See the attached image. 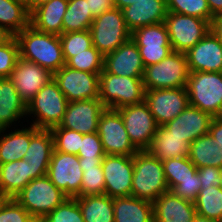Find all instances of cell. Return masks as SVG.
<instances>
[{
    "label": "cell",
    "instance_id": "cell-1",
    "mask_svg": "<svg viewBox=\"0 0 222 222\" xmlns=\"http://www.w3.org/2000/svg\"><path fill=\"white\" fill-rule=\"evenodd\" d=\"M15 37L22 59L47 68L53 74L66 64L58 35L38 31L29 24Z\"/></svg>",
    "mask_w": 222,
    "mask_h": 222
},
{
    "label": "cell",
    "instance_id": "cell-2",
    "mask_svg": "<svg viewBox=\"0 0 222 222\" xmlns=\"http://www.w3.org/2000/svg\"><path fill=\"white\" fill-rule=\"evenodd\" d=\"M134 172L131 196L153 203L169 190L163 163L146 151L133 155Z\"/></svg>",
    "mask_w": 222,
    "mask_h": 222
},
{
    "label": "cell",
    "instance_id": "cell-3",
    "mask_svg": "<svg viewBox=\"0 0 222 222\" xmlns=\"http://www.w3.org/2000/svg\"><path fill=\"white\" fill-rule=\"evenodd\" d=\"M142 78L116 76L105 69L99 76V99L106 108L120 109L144 102Z\"/></svg>",
    "mask_w": 222,
    "mask_h": 222
},
{
    "label": "cell",
    "instance_id": "cell-4",
    "mask_svg": "<svg viewBox=\"0 0 222 222\" xmlns=\"http://www.w3.org/2000/svg\"><path fill=\"white\" fill-rule=\"evenodd\" d=\"M186 90L189 105L222 117V72H190Z\"/></svg>",
    "mask_w": 222,
    "mask_h": 222
},
{
    "label": "cell",
    "instance_id": "cell-5",
    "mask_svg": "<svg viewBox=\"0 0 222 222\" xmlns=\"http://www.w3.org/2000/svg\"><path fill=\"white\" fill-rule=\"evenodd\" d=\"M190 70L183 52L173 51L159 63L144 68L145 90L186 87Z\"/></svg>",
    "mask_w": 222,
    "mask_h": 222
},
{
    "label": "cell",
    "instance_id": "cell-6",
    "mask_svg": "<svg viewBox=\"0 0 222 222\" xmlns=\"http://www.w3.org/2000/svg\"><path fill=\"white\" fill-rule=\"evenodd\" d=\"M67 104L68 101L59 89L58 83L51 79L27 104V115L33 114L34 118L36 117L31 125L38 129L58 126Z\"/></svg>",
    "mask_w": 222,
    "mask_h": 222
},
{
    "label": "cell",
    "instance_id": "cell-7",
    "mask_svg": "<svg viewBox=\"0 0 222 222\" xmlns=\"http://www.w3.org/2000/svg\"><path fill=\"white\" fill-rule=\"evenodd\" d=\"M37 221L43 219L68 196L59 190L47 176L31 180L14 197Z\"/></svg>",
    "mask_w": 222,
    "mask_h": 222
},
{
    "label": "cell",
    "instance_id": "cell-8",
    "mask_svg": "<svg viewBox=\"0 0 222 222\" xmlns=\"http://www.w3.org/2000/svg\"><path fill=\"white\" fill-rule=\"evenodd\" d=\"M93 46L103 55L113 52L131 38L122 11L114 8L95 17L89 29Z\"/></svg>",
    "mask_w": 222,
    "mask_h": 222
},
{
    "label": "cell",
    "instance_id": "cell-9",
    "mask_svg": "<svg viewBox=\"0 0 222 222\" xmlns=\"http://www.w3.org/2000/svg\"><path fill=\"white\" fill-rule=\"evenodd\" d=\"M173 51L186 53L210 30L211 23L201 18L167 12L164 21Z\"/></svg>",
    "mask_w": 222,
    "mask_h": 222
},
{
    "label": "cell",
    "instance_id": "cell-10",
    "mask_svg": "<svg viewBox=\"0 0 222 222\" xmlns=\"http://www.w3.org/2000/svg\"><path fill=\"white\" fill-rule=\"evenodd\" d=\"M81 166L77 155L53 151L46 176L69 198L79 197L83 177Z\"/></svg>",
    "mask_w": 222,
    "mask_h": 222
},
{
    "label": "cell",
    "instance_id": "cell-11",
    "mask_svg": "<svg viewBox=\"0 0 222 222\" xmlns=\"http://www.w3.org/2000/svg\"><path fill=\"white\" fill-rule=\"evenodd\" d=\"M97 133L106 155L133 156L138 152L130 141L122 116L116 109L106 108L102 112Z\"/></svg>",
    "mask_w": 222,
    "mask_h": 222
},
{
    "label": "cell",
    "instance_id": "cell-12",
    "mask_svg": "<svg viewBox=\"0 0 222 222\" xmlns=\"http://www.w3.org/2000/svg\"><path fill=\"white\" fill-rule=\"evenodd\" d=\"M131 39L138 46L144 67L159 63L173 52L164 22L135 29Z\"/></svg>",
    "mask_w": 222,
    "mask_h": 222
},
{
    "label": "cell",
    "instance_id": "cell-13",
    "mask_svg": "<svg viewBox=\"0 0 222 222\" xmlns=\"http://www.w3.org/2000/svg\"><path fill=\"white\" fill-rule=\"evenodd\" d=\"M130 141L138 151H146L158 124L145 102L118 109Z\"/></svg>",
    "mask_w": 222,
    "mask_h": 222
},
{
    "label": "cell",
    "instance_id": "cell-14",
    "mask_svg": "<svg viewBox=\"0 0 222 222\" xmlns=\"http://www.w3.org/2000/svg\"><path fill=\"white\" fill-rule=\"evenodd\" d=\"M100 73L75 70L64 65L53 74L68 102L99 98Z\"/></svg>",
    "mask_w": 222,
    "mask_h": 222
},
{
    "label": "cell",
    "instance_id": "cell-15",
    "mask_svg": "<svg viewBox=\"0 0 222 222\" xmlns=\"http://www.w3.org/2000/svg\"><path fill=\"white\" fill-rule=\"evenodd\" d=\"M144 102L155 118L158 126L175 119L188 105L186 87L146 90Z\"/></svg>",
    "mask_w": 222,
    "mask_h": 222
},
{
    "label": "cell",
    "instance_id": "cell-16",
    "mask_svg": "<svg viewBox=\"0 0 222 222\" xmlns=\"http://www.w3.org/2000/svg\"><path fill=\"white\" fill-rule=\"evenodd\" d=\"M101 165L104 172L105 194L111 198L131 196L133 156L105 155Z\"/></svg>",
    "mask_w": 222,
    "mask_h": 222
},
{
    "label": "cell",
    "instance_id": "cell-17",
    "mask_svg": "<svg viewBox=\"0 0 222 222\" xmlns=\"http://www.w3.org/2000/svg\"><path fill=\"white\" fill-rule=\"evenodd\" d=\"M105 109L99 98L68 102L59 126L80 134L97 132L99 118Z\"/></svg>",
    "mask_w": 222,
    "mask_h": 222
},
{
    "label": "cell",
    "instance_id": "cell-18",
    "mask_svg": "<svg viewBox=\"0 0 222 222\" xmlns=\"http://www.w3.org/2000/svg\"><path fill=\"white\" fill-rule=\"evenodd\" d=\"M9 78L21 99L28 104L41 88L53 79V73L47 68L19 57Z\"/></svg>",
    "mask_w": 222,
    "mask_h": 222
},
{
    "label": "cell",
    "instance_id": "cell-19",
    "mask_svg": "<svg viewBox=\"0 0 222 222\" xmlns=\"http://www.w3.org/2000/svg\"><path fill=\"white\" fill-rule=\"evenodd\" d=\"M185 54L190 72H222V44L212 30Z\"/></svg>",
    "mask_w": 222,
    "mask_h": 222
},
{
    "label": "cell",
    "instance_id": "cell-20",
    "mask_svg": "<svg viewBox=\"0 0 222 222\" xmlns=\"http://www.w3.org/2000/svg\"><path fill=\"white\" fill-rule=\"evenodd\" d=\"M214 117L197 107L188 105L175 119L166 123L163 127L172 135L184 138L192 143L195 139L209 133L210 125Z\"/></svg>",
    "mask_w": 222,
    "mask_h": 222
},
{
    "label": "cell",
    "instance_id": "cell-21",
    "mask_svg": "<svg viewBox=\"0 0 222 222\" xmlns=\"http://www.w3.org/2000/svg\"><path fill=\"white\" fill-rule=\"evenodd\" d=\"M144 68L138 46L131 38L104 56V69L116 76L142 78Z\"/></svg>",
    "mask_w": 222,
    "mask_h": 222
},
{
    "label": "cell",
    "instance_id": "cell-22",
    "mask_svg": "<svg viewBox=\"0 0 222 222\" xmlns=\"http://www.w3.org/2000/svg\"><path fill=\"white\" fill-rule=\"evenodd\" d=\"M53 151L54 139L51 130L30 125V144L24 159L32 167L33 179L46 176Z\"/></svg>",
    "mask_w": 222,
    "mask_h": 222
},
{
    "label": "cell",
    "instance_id": "cell-23",
    "mask_svg": "<svg viewBox=\"0 0 222 222\" xmlns=\"http://www.w3.org/2000/svg\"><path fill=\"white\" fill-rule=\"evenodd\" d=\"M154 222H193L197 215L194 202L182 199L171 191L153 202Z\"/></svg>",
    "mask_w": 222,
    "mask_h": 222
},
{
    "label": "cell",
    "instance_id": "cell-24",
    "mask_svg": "<svg viewBox=\"0 0 222 222\" xmlns=\"http://www.w3.org/2000/svg\"><path fill=\"white\" fill-rule=\"evenodd\" d=\"M121 11L131 33L139 27L164 22L168 12L166 0H140Z\"/></svg>",
    "mask_w": 222,
    "mask_h": 222
},
{
    "label": "cell",
    "instance_id": "cell-25",
    "mask_svg": "<svg viewBox=\"0 0 222 222\" xmlns=\"http://www.w3.org/2000/svg\"><path fill=\"white\" fill-rule=\"evenodd\" d=\"M68 0H49L30 13V25L41 32L60 36Z\"/></svg>",
    "mask_w": 222,
    "mask_h": 222
},
{
    "label": "cell",
    "instance_id": "cell-26",
    "mask_svg": "<svg viewBox=\"0 0 222 222\" xmlns=\"http://www.w3.org/2000/svg\"><path fill=\"white\" fill-rule=\"evenodd\" d=\"M190 145L184 138L172 135L163 126H158L146 152L163 162L170 158L188 157Z\"/></svg>",
    "mask_w": 222,
    "mask_h": 222
},
{
    "label": "cell",
    "instance_id": "cell-27",
    "mask_svg": "<svg viewBox=\"0 0 222 222\" xmlns=\"http://www.w3.org/2000/svg\"><path fill=\"white\" fill-rule=\"evenodd\" d=\"M25 115L27 104L19 96L10 78H0V129L9 128Z\"/></svg>",
    "mask_w": 222,
    "mask_h": 222
},
{
    "label": "cell",
    "instance_id": "cell-28",
    "mask_svg": "<svg viewBox=\"0 0 222 222\" xmlns=\"http://www.w3.org/2000/svg\"><path fill=\"white\" fill-rule=\"evenodd\" d=\"M31 180L32 167L27 160L0 164V191L10 198H14Z\"/></svg>",
    "mask_w": 222,
    "mask_h": 222
},
{
    "label": "cell",
    "instance_id": "cell-29",
    "mask_svg": "<svg viewBox=\"0 0 222 222\" xmlns=\"http://www.w3.org/2000/svg\"><path fill=\"white\" fill-rule=\"evenodd\" d=\"M114 222H154L153 203L133 196L113 198Z\"/></svg>",
    "mask_w": 222,
    "mask_h": 222
},
{
    "label": "cell",
    "instance_id": "cell-30",
    "mask_svg": "<svg viewBox=\"0 0 222 222\" xmlns=\"http://www.w3.org/2000/svg\"><path fill=\"white\" fill-rule=\"evenodd\" d=\"M75 198L85 222H114L113 198L106 194Z\"/></svg>",
    "mask_w": 222,
    "mask_h": 222
},
{
    "label": "cell",
    "instance_id": "cell-31",
    "mask_svg": "<svg viewBox=\"0 0 222 222\" xmlns=\"http://www.w3.org/2000/svg\"><path fill=\"white\" fill-rule=\"evenodd\" d=\"M188 158L197 168L207 166L222 168V149L215 143L210 133L202 135L191 143Z\"/></svg>",
    "mask_w": 222,
    "mask_h": 222
},
{
    "label": "cell",
    "instance_id": "cell-32",
    "mask_svg": "<svg viewBox=\"0 0 222 222\" xmlns=\"http://www.w3.org/2000/svg\"><path fill=\"white\" fill-rule=\"evenodd\" d=\"M5 130L0 129V164L24 159L30 144V127L8 134H4Z\"/></svg>",
    "mask_w": 222,
    "mask_h": 222
},
{
    "label": "cell",
    "instance_id": "cell-33",
    "mask_svg": "<svg viewBox=\"0 0 222 222\" xmlns=\"http://www.w3.org/2000/svg\"><path fill=\"white\" fill-rule=\"evenodd\" d=\"M30 24L26 5L18 0H0V26L13 36Z\"/></svg>",
    "mask_w": 222,
    "mask_h": 222
},
{
    "label": "cell",
    "instance_id": "cell-34",
    "mask_svg": "<svg viewBox=\"0 0 222 222\" xmlns=\"http://www.w3.org/2000/svg\"><path fill=\"white\" fill-rule=\"evenodd\" d=\"M94 20L87 0H68L62 33L89 30Z\"/></svg>",
    "mask_w": 222,
    "mask_h": 222
},
{
    "label": "cell",
    "instance_id": "cell-35",
    "mask_svg": "<svg viewBox=\"0 0 222 222\" xmlns=\"http://www.w3.org/2000/svg\"><path fill=\"white\" fill-rule=\"evenodd\" d=\"M199 216L220 221L222 219V189L220 187H204L194 201Z\"/></svg>",
    "mask_w": 222,
    "mask_h": 222
},
{
    "label": "cell",
    "instance_id": "cell-36",
    "mask_svg": "<svg viewBox=\"0 0 222 222\" xmlns=\"http://www.w3.org/2000/svg\"><path fill=\"white\" fill-rule=\"evenodd\" d=\"M162 163L169 190L181 183V180L195 179L198 168L188 157L170 158Z\"/></svg>",
    "mask_w": 222,
    "mask_h": 222
},
{
    "label": "cell",
    "instance_id": "cell-37",
    "mask_svg": "<svg viewBox=\"0 0 222 222\" xmlns=\"http://www.w3.org/2000/svg\"><path fill=\"white\" fill-rule=\"evenodd\" d=\"M81 196L105 194L104 172L101 162L83 163Z\"/></svg>",
    "mask_w": 222,
    "mask_h": 222
},
{
    "label": "cell",
    "instance_id": "cell-38",
    "mask_svg": "<svg viewBox=\"0 0 222 222\" xmlns=\"http://www.w3.org/2000/svg\"><path fill=\"white\" fill-rule=\"evenodd\" d=\"M59 38L65 62L93 46L89 30L62 33Z\"/></svg>",
    "mask_w": 222,
    "mask_h": 222
},
{
    "label": "cell",
    "instance_id": "cell-39",
    "mask_svg": "<svg viewBox=\"0 0 222 222\" xmlns=\"http://www.w3.org/2000/svg\"><path fill=\"white\" fill-rule=\"evenodd\" d=\"M166 6L168 12L195 16L210 23L214 19L207 0H166Z\"/></svg>",
    "mask_w": 222,
    "mask_h": 222
},
{
    "label": "cell",
    "instance_id": "cell-40",
    "mask_svg": "<svg viewBox=\"0 0 222 222\" xmlns=\"http://www.w3.org/2000/svg\"><path fill=\"white\" fill-rule=\"evenodd\" d=\"M69 68L90 73H100L104 69V56L94 47L71 57L65 64Z\"/></svg>",
    "mask_w": 222,
    "mask_h": 222
},
{
    "label": "cell",
    "instance_id": "cell-41",
    "mask_svg": "<svg viewBox=\"0 0 222 222\" xmlns=\"http://www.w3.org/2000/svg\"><path fill=\"white\" fill-rule=\"evenodd\" d=\"M50 130L54 139V151L78 155L82 134L59 125Z\"/></svg>",
    "mask_w": 222,
    "mask_h": 222
},
{
    "label": "cell",
    "instance_id": "cell-42",
    "mask_svg": "<svg viewBox=\"0 0 222 222\" xmlns=\"http://www.w3.org/2000/svg\"><path fill=\"white\" fill-rule=\"evenodd\" d=\"M40 222H85L76 198H67Z\"/></svg>",
    "mask_w": 222,
    "mask_h": 222
},
{
    "label": "cell",
    "instance_id": "cell-43",
    "mask_svg": "<svg viewBox=\"0 0 222 222\" xmlns=\"http://www.w3.org/2000/svg\"><path fill=\"white\" fill-rule=\"evenodd\" d=\"M101 139L97 132L82 134L78 157L83 163L102 162L105 157Z\"/></svg>",
    "mask_w": 222,
    "mask_h": 222
},
{
    "label": "cell",
    "instance_id": "cell-44",
    "mask_svg": "<svg viewBox=\"0 0 222 222\" xmlns=\"http://www.w3.org/2000/svg\"><path fill=\"white\" fill-rule=\"evenodd\" d=\"M19 57V44L15 36L0 45V78H9Z\"/></svg>",
    "mask_w": 222,
    "mask_h": 222
},
{
    "label": "cell",
    "instance_id": "cell-45",
    "mask_svg": "<svg viewBox=\"0 0 222 222\" xmlns=\"http://www.w3.org/2000/svg\"><path fill=\"white\" fill-rule=\"evenodd\" d=\"M0 222H37V220L15 198H10L0 211Z\"/></svg>",
    "mask_w": 222,
    "mask_h": 222
},
{
    "label": "cell",
    "instance_id": "cell-46",
    "mask_svg": "<svg viewBox=\"0 0 222 222\" xmlns=\"http://www.w3.org/2000/svg\"><path fill=\"white\" fill-rule=\"evenodd\" d=\"M201 190V181L199 179L198 171L195 173V179L181 180V183L174 186L170 191L181 197L194 202Z\"/></svg>",
    "mask_w": 222,
    "mask_h": 222
},
{
    "label": "cell",
    "instance_id": "cell-47",
    "mask_svg": "<svg viewBox=\"0 0 222 222\" xmlns=\"http://www.w3.org/2000/svg\"><path fill=\"white\" fill-rule=\"evenodd\" d=\"M221 168L207 166L198 168V175L201 181V189L204 187H220Z\"/></svg>",
    "mask_w": 222,
    "mask_h": 222
},
{
    "label": "cell",
    "instance_id": "cell-48",
    "mask_svg": "<svg viewBox=\"0 0 222 222\" xmlns=\"http://www.w3.org/2000/svg\"><path fill=\"white\" fill-rule=\"evenodd\" d=\"M87 4L94 18L115 8L114 0H87Z\"/></svg>",
    "mask_w": 222,
    "mask_h": 222
},
{
    "label": "cell",
    "instance_id": "cell-49",
    "mask_svg": "<svg viewBox=\"0 0 222 222\" xmlns=\"http://www.w3.org/2000/svg\"><path fill=\"white\" fill-rule=\"evenodd\" d=\"M209 133L219 148L222 149V117H217L212 120Z\"/></svg>",
    "mask_w": 222,
    "mask_h": 222
},
{
    "label": "cell",
    "instance_id": "cell-50",
    "mask_svg": "<svg viewBox=\"0 0 222 222\" xmlns=\"http://www.w3.org/2000/svg\"><path fill=\"white\" fill-rule=\"evenodd\" d=\"M211 30L222 44V15L214 17L211 23Z\"/></svg>",
    "mask_w": 222,
    "mask_h": 222
},
{
    "label": "cell",
    "instance_id": "cell-51",
    "mask_svg": "<svg viewBox=\"0 0 222 222\" xmlns=\"http://www.w3.org/2000/svg\"><path fill=\"white\" fill-rule=\"evenodd\" d=\"M207 3L213 17L222 15V0H207Z\"/></svg>",
    "mask_w": 222,
    "mask_h": 222
},
{
    "label": "cell",
    "instance_id": "cell-52",
    "mask_svg": "<svg viewBox=\"0 0 222 222\" xmlns=\"http://www.w3.org/2000/svg\"><path fill=\"white\" fill-rule=\"evenodd\" d=\"M12 37L13 35L10 32H8L4 27L0 26V45L5 44Z\"/></svg>",
    "mask_w": 222,
    "mask_h": 222
},
{
    "label": "cell",
    "instance_id": "cell-53",
    "mask_svg": "<svg viewBox=\"0 0 222 222\" xmlns=\"http://www.w3.org/2000/svg\"><path fill=\"white\" fill-rule=\"evenodd\" d=\"M48 1L49 0H29V2L26 4L27 10L29 13H31L35 8Z\"/></svg>",
    "mask_w": 222,
    "mask_h": 222
},
{
    "label": "cell",
    "instance_id": "cell-54",
    "mask_svg": "<svg viewBox=\"0 0 222 222\" xmlns=\"http://www.w3.org/2000/svg\"><path fill=\"white\" fill-rule=\"evenodd\" d=\"M136 1L140 0H114V5L115 8H119L121 10L129 5L136 3Z\"/></svg>",
    "mask_w": 222,
    "mask_h": 222
},
{
    "label": "cell",
    "instance_id": "cell-55",
    "mask_svg": "<svg viewBox=\"0 0 222 222\" xmlns=\"http://www.w3.org/2000/svg\"><path fill=\"white\" fill-rule=\"evenodd\" d=\"M10 199V197L6 194H4L2 191H0V211L4 207V205L7 203V201Z\"/></svg>",
    "mask_w": 222,
    "mask_h": 222
},
{
    "label": "cell",
    "instance_id": "cell-56",
    "mask_svg": "<svg viewBox=\"0 0 222 222\" xmlns=\"http://www.w3.org/2000/svg\"><path fill=\"white\" fill-rule=\"evenodd\" d=\"M193 222H219V221H216V220H213V219H209V218H205V217L196 215V216L194 217Z\"/></svg>",
    "mask_w": 222,
    "mask_h": 222
},
{
    "label": "cell",
    "instance_id": "cell-57",
    "mask_svg": "<svg viewBox=\"0 0 222 222\" xmlns=\"http://www.w3.org/2000/svg\"><path fill=\"white\" fill-rule=\"evenodd\" d=\"M220 172H221V176H220V188L222 189V168H221Z\"/></svg>",
    "mask_w": 222,
    "mask_h": 222
},
{
    "label": "cell",
    "instance_id": "cell-58",
    "mask_svg": "<svg viewBox=\"0 0 222 222\" xmlns=\"http://www.w3.org/2000/svg\"><path fill=\"white\" fill-rule=\"evenodd\" d=\"M20 2H23L25 5L29 2V0H18Z\"/></svg>",
    "mask_w": 222,
    "mask_h": 222
}]
</instances>
